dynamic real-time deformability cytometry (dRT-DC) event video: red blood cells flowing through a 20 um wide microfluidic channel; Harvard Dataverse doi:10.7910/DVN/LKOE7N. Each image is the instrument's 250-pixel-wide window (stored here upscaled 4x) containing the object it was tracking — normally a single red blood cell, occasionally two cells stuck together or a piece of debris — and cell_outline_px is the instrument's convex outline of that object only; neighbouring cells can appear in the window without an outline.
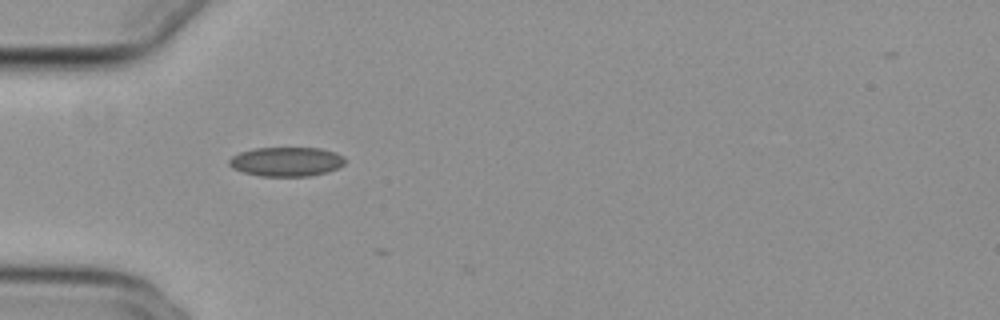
{"species": "common noctule bat (a hibernating species)", "species_latin": "Nyctalus noctula", "temperature_condition": "cold", "stored_images_in_passage": 2, "camera_frame_rate_fps": 3000, "um_per_image_px": 0.085, "animal": {"sex": "female", "body_mass_g": 29.2, "forearm_length_mm": 56.3}, "frame": {"image": 1, "passage_image": 1, "time_ms": 0.0, "image_size_px": [1000, 320], "cell_outline_px": [[344, 164], [328, 172], [308, 176], [260, 176], [244, 172], [232, 168], [228, 164], [228, 160], [232, 156], [240, 152], [256, 148], [320, 148], [336, 152], [344, 156]], "centroid_in_image_um": [24.34, 13.74], "position_along_channel_um": 60.7, "area_um2": 19.77}}